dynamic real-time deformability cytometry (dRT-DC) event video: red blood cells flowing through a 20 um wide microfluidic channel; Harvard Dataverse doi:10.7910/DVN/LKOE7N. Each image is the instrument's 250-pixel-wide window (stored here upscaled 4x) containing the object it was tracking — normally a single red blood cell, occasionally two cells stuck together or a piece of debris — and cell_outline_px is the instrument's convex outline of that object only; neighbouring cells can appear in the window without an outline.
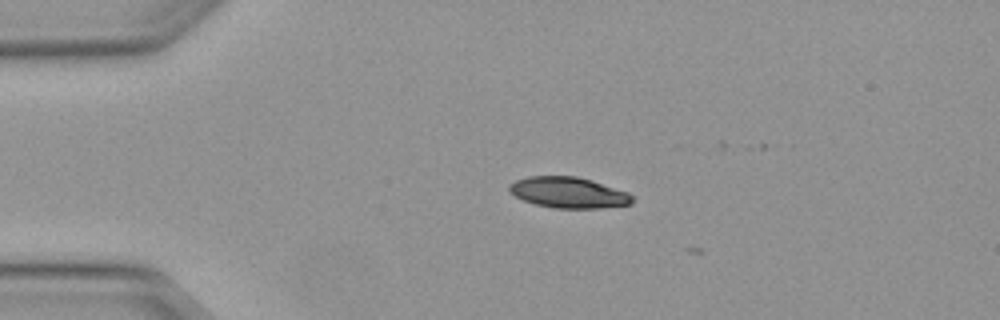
{"species": "Egyptian fruit bat (a non-hibernating species)", "species_latin": "Rousettus aegyptiacus", "temperature_condition": "warm", "stored_images_in_passage": 3, "camera_frame_rate_fps": 3000, "um_per_image_px": 0.085, "animal": {"sex": "female"}, "frame": {"image": 1, "passage_image": 2, "time_ms": 0.333, "image_size_px": [1000, 320], "cell_outline_px": [[632, 204], [600, 208], [552, 208], [536, 204], [524, 200], [516, 196], [508, 188], [508, 184], [516, 180], [528, 176], [576, 176], [592, 180], [628, 192], [632, 196]], "centroid_in_image_um": [48.32, 16.36], "position_along_channel_um": 36.7, "area_um2": 22.08}}